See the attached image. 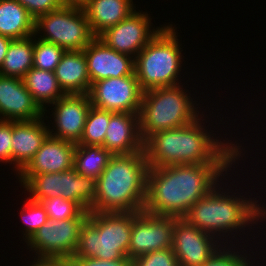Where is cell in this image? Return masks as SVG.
<instances>
[{"mask_svg": "<svg viewBox=\"0 0 266 266\" xmlns=\"http://www.w3.org/2000/svg\"><path fill=\"white\" fill-rule=\"evenodd\" d=\"M103 147L112 155H130L144 150L139 114L115 112L110 117Z\"/></svg>", "mask_w": 266, "mask_h": 266, "instance_id": "19", "label": "cell"}, {"mask_svg": "<svg viewBox=\"0 0 266 266\" xmlns=\"http://www.w3.org/2000/svg\"><path fill=\"white\" fill-rule=\"evenodd\" d=\"M22 80L34 100L43 110L65 95L59 87L53 71L32 67Z\"/></svg>", "mask_w": 266, "mask_h": 266, "instance_id": "24", "label": "cell"}, {"mask_svg": "<svg viewBox=\"0 0 266 266\" xmlns=\"http://www.w3.org/2000/svg\"><path fill=\"white\" fill-rule=\"evenodd\" d=\"M210 109L208 107V112L205 109L195 121L188 125L151 135L144 142L148 167H166L181 164L240 163L239 161L241 163L243 161V165H245V154H248V149L245 150V148L248 147L242 143L243 141L239 139L236 141L235 137L232 141L231 138L227 137L229 134L227 132L224 134L223 131L225 137L221 136V134L219 135L217 128H219L220 124H225L224 117L222 114H213L214 112L209 111ZM209 116L211 119L217 117L213 121V119L210 120ZM217 119L219 123H217ZM207 123L209 124L206 125ZM214 123L218 124L217 128H215L216 125Z\"/></svg>", "mask_w": 266, "mask_h": 266, "instance_id": "2", "label": "cell"}, {"mask_svg": "<svg viewBox=\"0 0 266 266\" xmlns=\"http://www.w3.org/2000/svg\"><path fill=\"white\" fill-rule=\"evenodd\" d=\"M83 51L91 84L102 79L135 75L134 58L107 47L97 37Z\"/></svg>", "mask_w": 266, "mask_h": 266, "instance_id": "18", "label": "cell"}, {"mask_svg": "<svg viewBox=\"0 0 266 266\" xmlns=\"http://www.w3.org/2000/svg\"><path fill=\"white\" fill-rule=\"evenodd\" d=\"M25 200L27 201H24L25 203L23 202V207H20L21 211L18 213L20 214V220H22L20 222L23 228H20L23 230L20 232L23 235V244H25L49 219L48 214L40 202L34 201L29 197L25 198Z\"/></svg>", "mask_w": 266, "mask_h": 266, "instance_id": "30", "label": "cell"}, {"mask_svg": "<svg viewBox=\"0 0 266 266\" xmlns=\"http://www.w3.org/2000/svg\"><path fill=\"white\" fill-rule=\"evenodd\" d=\"M49 219L67 220L73 218H88L89 211H84L76 202L64 199L63 197H53L39 200Z\"/></svg>", "mask_w": 266, "mask_h": 266, "instance_id": "32", "label": "cell"}, {"mask_svg": "<svg viewBox=\"0 0 266 266\" xmlns=\"http://www.w3.org/2000/svg\"><path fill=\"white\" fill-rule=\"evenodd\" d=\"M133 212H92L80 229L71 258L110 261L128 257Z\"/></svg>", "mask_w": 266, "mask_h": 266, "instance_id": "7", "label": "cell"}, {"mask_svg": "<svg viewBox=\"0 0 266 266\" xmlns=\"http://www.w3.org/2000/svg\"><path fill=\"white\" fill-rule=\"evenodd\" d=\"M112 156L101 145L76 144L73 168L80 175L98 179Z\"/></svg>", "mask_w": 266, "mask_h": 266, "instance_id": "27", "label": "cell"}, {"mask_svg": "<svg viewBox=\"0 0 266 266\" xmlns=\"http://www.w3.org/2000/svg\"><path fill=\"white\" fill-rule=\"evenodd\" d=\"M256 244L260 245V243H255V244L252 243V244H249V246L246 244H223L201 266H262L263 263L266 265V263H265L266 262L265 261L266 260L265 259L266 254H265V256L263 254V252L266 253V251L265 250L262 251L263 250L262 245H260L261 249H260L259 245L256 248L255 247ZM252 245H253V247H252ZM254 250H256V251L253 252ZM257 250L259 251V253ZM256 252L259 255L262 254V256L261 255L259 256ZM255 258L256 259L259 258L260 260L258 261ZM259 262H262V264H260ZM264 264H263V266H264Z\"/></svg>", "mask_w": 266, "mask_h": 266, "instance_id": "23", "label": "cell"}, {"mask_svg": "<svg viewBox=\"0 0 266 266\" xmlns=\"http://www.w3.org/2000/svg\"><path fill=\"white\" fill-rule=\"evenodd\" d=\"M70 266H132V260L124 257L119 260H100L96 258H70Z\"/></svg>", "mask_w": 266, "mask_h": 266, "instance_id": "36", "label": "cell"}, {"mask_svg": "<svg viewBox=\"0 0 266 266\" xmlns=\"http://www.w3.org/2000/svg\"><path fill=\"white\" fill-rule=\"evenodd\" d=\"M76 144L49 135L27 166L15 177L22 186L32 175L73 168Z\"/></svg>", "mask_w": 266, "mask_h": 266, "instance_id": "15", "label": "cell"}, {"mask_svg": "<svg viewBox=\"0 0 266 266\" xmlns=\"http://www.w3.org/2000/svg\"><path fill=\"white\" fill-rule=\"evenodd\" d=\"M86 220L87 218L48 219L26 242L24 248L29 250V253L31 251L30 257L35 255L70 259L77 247L80 229Z\"/></svg>", "mask_w": 266, "mask_h": 266, "instance_id": "9", "label": "cell"}, {"mask_svg": "<svg viewBox=\"0 0 266 266\" xmlns=\"http://www.w3.org/2000/svg\"><path fill=\"white\" fill-rule=\"evenodd\" d=\"M148 162L145 151L113 155L97 179L92 212H140L144 209Z\"/></svg>", "mask_w": 266, "mask_h": 266, "instance_id": "4", "label": "cell"}, {"mask_svg": "<svg viewBox=\"0 0 266 266\" xmlns=\"http://www.w3.org/2000/svg\"><path fill=\"white\" fill-rule=\"evenodd\" d=\"M62 197L76 202L84 211L93 206L97 179L78 174L74 168L62 172Z\"/></svg>", "mask_w": 266, "mask_h": 266, "instance_id": "25", "label": "cell"}, {"mask_svg": "<svg viewBox=\"0 0 266 266\" xmlns=\"http://www.w3.org/2000/svg\"><path fill=\"white\" fill-rule=\"evenodd\" d=\"M54 73L65 94L89 93L91 81L83 50L65 51Z\"/></svg>", "mask_w": 266, "mask_h": 266, "instance_id": "20", "label": "cell"}, {"mask_svg": "<svg viewBox=\"0 0 266 266\" xmlns=\"http://www.w3.org/2000/svg\"><path fill=\"white\" fill-rule=\"evenodd\" d=\"M143 92L137 77L129 75L93 82L88 95L92 106L95 108L139 114Z\"/></svg>", "mask_w": 266, "mask_h": 266, "instance_id": "12", "label": "cell"}, {"mask_svg": "<svg viewBox=\"0 0 266 266\" xmlns=\"http://www.w3.org/2000/svg\"><path fill=\"white\" fill-rule=\"evenodd\" d=\"M187 83L189 82L185 81L176 86L159 87L143 92L139 113L140 135L143 142L154 133L188 125L205 111L202 104L200 105L201 101L197 103V100H200L199 96L191 94V90L187 89L190 85Z\"/></svg>", "mask_w": 266, "mask_h": 266, "instance_id": "6", "label": "cell"}, {"mask_svg": "<svg viewBox=\"0 0 266 266\" xmlns=\"http://www.w3.org/2000/svg\"><path fill=\"white\" fill-rule=\"evenodd\" d=\"M132 266H179V264L172 248H167L133 259Z\"/></svg>", "mask_w": 266, "mask_h": 266, "instance_id": "33", "label": "cell"}, {"mask_svg": "<svg viewBox=\"0 0 266 266\" xmlns=\"http://www.w3.org/2000/svg\"><path fill=\"white\" fill-rule=\"evenodd\" d=\"M36 19L38 16L61 8V0H17Z\"/></svg>", "mask_w": 266, "mask_h": 266, "instance_id": "34", "label": "cell"}, {"mask_svg": "<svg viewBox=\"0 0 266 266\" xmlns=\"http://www.w3.org/2000/svg\"><path fill=\"white\" fill-rule=\"evenodd\" d=\"M235 170L237 169L233 168L232 173L230 172L229 176L227 175L228 178L225 176L205 197L198 200L182 219L189 225H193L199 230L213 235L222 244L243 243L249 245L251 242H253V244L256 242L265 245L266 241L261 242L260 240L262 239L260 238L258 239L259 242H257L255 239L261 236L260 230L264 227L266 228L265 201H262L263 197L266 198V195H262L261 197L256 191L254 192L252 190V187H250L251 190L246 187L247 190L244 191V189L241 188L242 186L239 185V189H237V184L233 185V183H236V180L242 179V177H240L241 174H238L240 170L242 176L244 173L242 169H238V171ZM232 174L240 179H235ZM234 187H236L235 191ZM251 191H253L252 194L254 195L251 194ZM255 195L256 197L252 198V196ZM261 225L265 226L262 227ZM254 228L258 235L255 234L256 231ZM239 240H242V242H239Z\"/></svg>", "mask_w": 266, "mask_h": 266, "instance_id": "1", "label": "cell"}, {"mask_svg": "<svg viewBox=\"0 0 266 266\" xmlns=\"http://www.w3.org/2000/svg\"><path fill=\"white\" fill-rule=\"evenodd\" d=\"M178 219L144 210L133 212L128 258L133 260L152 251L172 248L174 225Z\"/></svg>", "mask_w": 266, "mask_h": 266, "instance_id": "13", "label": "cell"}, {"mask_svg": "<svg viewBox=\"0 0 266 266\" xmlns=\"http://www.w3.org/2000/svg\"><path fill=\"white\" fill-rule=\"evenodd\" d=\"M33 67V35L11 41L0 75L22 79Z\"/></svg>", "mask_w": 266, "mask_h": 266, "instance_id": "26", "label": "cell"}, {"mask_svg": "<svg viewBox=\"0 0 266 266\" xmlns=\"http://www.w3.org/2000/svg\"><path fill=\"white\" fill-rule=\"evenodd\" d=\"M114 113L91 106L84 125L83 135L78 144L103 146L109 120Z\"/></svg>", "mask_w": 266, "mask_h": 266, "instance_id": "29", "label": "cell"}, {"mask_svg": "<svg viewBox=\"0 0 266 266\" xmlns=\"http://www.w3.org/2000/svg\"><path fill=\"white\" fill-rule=\"evenodd\" d=\"M34 35L65 51L83 50L95 38L84 9L69 6L38 16Z\"/></svg>", "mask_w": 266, "mask_h": 266, "instance_id": "8", "label": "cell"}, {"mask_svg": "<svg viewBox=\"0 0 266 266\" xmlns=\"http://www.w3.org/2000/svg\"><path fill=\"white\" fill-rule=\"evenodd\" d=\"M88 0H61L63 6L83 8Z\"/></svg>", "mask_w": 266, "mask_h": 266, "instance_id": "39", "label": "cell"}, {"mask_svg": "<svg viewBox=\"0 0 266 266\" xmlns=\"http://www.w3.org/2000/svg\"><path fill=\"white\" fill-rule=\"evenodd\" d=\"M21 189H25L22 195L27 192L26 197L34 201L62 197V172L34 174Z\"/></svg>", "mask_w": 266, "mask_h": 266, "instance_id": "28", "label": "cell"}, {"mask_svg": "<svg viewBox=\"0 0 266 266\" xmlns=\"http://www.w3.org/2000/svg\"><path fill=\"white\" fill-rule=\"evenodd\" d=\"M44 116V110L34 100L23 80L0 75V119L31 121Z\"/></svg>", "mask_w": 266, "mask_h": 266, "instance_id": "17", "label": "cell"}, {"mask_svg": "<svg viewBox=\"0 0 266 266\" xmlns=\"http://www.w3.org/2000/svg\"><path fill=\"white\" fill-rule=\"evenodd\" d=\"M35 19L17 0H0V35L22 39L34 35Z\"/></svg>", "mask_w": 266, "mask_h": 266, "instance_id": "22", "label": "cell"}, {"mask_svg": "<svg viewBox=\"0 0 266 266\" xmlns=\"http://www.w3.org/2000/svg\"><path fill=\"white\" fill-rule=\"evenodd\" d=\"M265 222H266V204H265Z\"/></svg>", "mask_w": 266, "mask_h": 266, "instance_id": "40", "label": "cell"}, {"mask_svg": "<svg viewBox=\"0 0 266 266\" xmlns=\"http://www.w3.org/2000/svg\"><path fill=\"white\" fill-rule=\"evenodd\" d=\"M33 261H25L23 266H70L69 259L63 257L35 256L31 257Z\"/></svg>", "mask_w": 266, "mask_h": 266, "instance_id": "37", "label": "cell"}, {"mask_svg": "<svg viewBox=\"0 0 266 266\" xmlns=\"http://www.w3.org/2000/svg\"><path fill=\"white\" fill-rule=\"evenodd\" d=\"M165 24L134 58V73L143 91L176 86L185 78L181 35L175 24Z\"/></svg>", "mask_w": 266, "mask_h": 266, "instance_id": "5", "label": "cell"}, {"mask_svg": "<svg viewBox=\"0 0 266 266\" xmlns=\"http://www.w3.org/2000/svg\"><path fill=\"white\" fill-rule=\"evenodd\" d=\"M152 18L148 11L137 9L125 20L103 31L97 38L107 47L135 58L165 25L159 24L155 27Z\"/></svg>", "mask_w": 266, "mask_h": 266, "instance_id": "11", "label": "cell"}, {"mask_svg": "<svg viewBox=\"0 0 266 266\" xmlns=\"http://www.w3.org/2000/svg\"><path fill=\"white\" fill-rule=\"evenodd\" d=\"M239 165L206 163L149 167L143 210L154 215L183 218L198 200Z\"/></svg>", "mask_w": 266, "mask_h": 266, "instance_id": "3", "label": "cell"}, {"mask_svg": "<svg viewBox=\"0 0 266 266\" xmlns=\"http://www.w3.org/2000/svg\"><path fill=\"white\" fill-rule=\"evenodd\" d=\"M12 121L0 119V164L11 165Z\"/></svg>", "mask_w": 266, "mask_h": 266, "instance_id": "35", "label": "cell"}, {"mask_svg": "<svg viewBox=\"0 0 266 266\" xmlns=\"http://www.w3.org/2000/svg\"><path fill=\"white\" fill-rule=\"evenodd\" d=\"M64 53L65 50L62 47L33 35L34 68L54 72Z\"/></svg>", "mask_w": 266, "mask_h": 266, "instance_id": "31", "label": "cell"}, {"mask_svg": "<svg viewBox=\"0 0 266 266\" xmlns=\"http://www.w3.org/2000/svg\"><path fill=\"white\" fill-rule=\"evenodd\" d=\"M11 41H12L11 38L0 35V68L3 65Z\"/></svg>", "mask_w": 266, "mask_h": 266, "instance_id": "38", "label": "cell"}, {"mask_svg": "<svg viewBox=\"0 0 266 266\" xmlns=\"http://www.w3.org/2000/svg\"><path fill=\"white\" fill-rule=\"evenodd\" d=\"M222 245L216 237L182 218L175 222L172 250L179 266H201Z\"/></svg>", "mask_w": 266, "mask_h": 266, "instance_id": "14", "label": "cell"}, {"mask_svg": "<svg viewBox=\"0 0 266 266\" xmlns=\"http://www.w3.org/2000/svg\"><path fill=\"white\" fill-rule=\"evenodd\" d=\"M134 0H88L83 7L95 37L125 20L133 11Z\"/></svg>", "mask_w": 266, "mask_h": 266, "instance_id": "21", "label": "cell"}, {"mask_svg": "<svg viewBox=\"0 0 266 266\" xmlns=\"http://www.w3.org/2000/svg\"><path fill=\"white\" fill-rule=\"evenodd\" d=\"M49 135L44 116L31 121H12V167L9 168L14 175L17 176L27 166Z\"/></svg>", "mask_w": 266, "mask_h": 266, "instance_id": "16", "label": "cell"}, {"mask_svg": "<svg viewBox=\"0 0 266 266\" xmlns=\"http://www.w3.org/2000/svg\"><path fill=\"white\" fill-rule=\"evenodd\" d=\"M91 106L88 94H65L49 105L44 110V117L48 123L50 135L78 144Z\"/></svg>", "mask_w": 266, "mask_h": 266, "instance_id": "10", "label": "cell"}]
</instances>
